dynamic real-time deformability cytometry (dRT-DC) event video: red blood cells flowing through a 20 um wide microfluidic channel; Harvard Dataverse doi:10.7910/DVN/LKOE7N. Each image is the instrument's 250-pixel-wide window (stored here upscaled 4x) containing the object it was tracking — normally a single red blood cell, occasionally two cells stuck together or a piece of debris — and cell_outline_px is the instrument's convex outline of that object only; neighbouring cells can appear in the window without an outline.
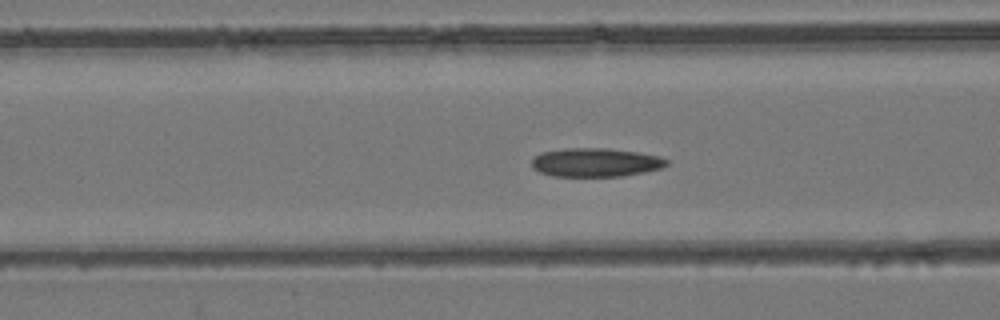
{"species": "common noctule bat (a hibernating species)", "species_latin": "Nyctalus noctula", "temperature_condition": "room temperature", "stored_images_in_passage": 50, "camera_frame_rate_fps": 3000, "um_per_image_px": 0.085, "animal": {"sex": "female", "body_mass_g": 24.6, "forearm_length_mm": 56.2}, "frame": {"image": 1, "passage_image": 16, "time_ms": 5.0, "image_size_px": [1000, 320], "cell_outline_px": [[668, 164], [660, 168], [644, 172], [624, 176], [552, 176], [540, 172], [532, 168], [532, 156], [540, 152], [564, 148], [608, 148], [636, 152], [660, 156], [668, 160]], "centroid_in_image_um": [50.58, 13.8], "position_along_channel_um": 116.0, "area_um2": 22.72}}
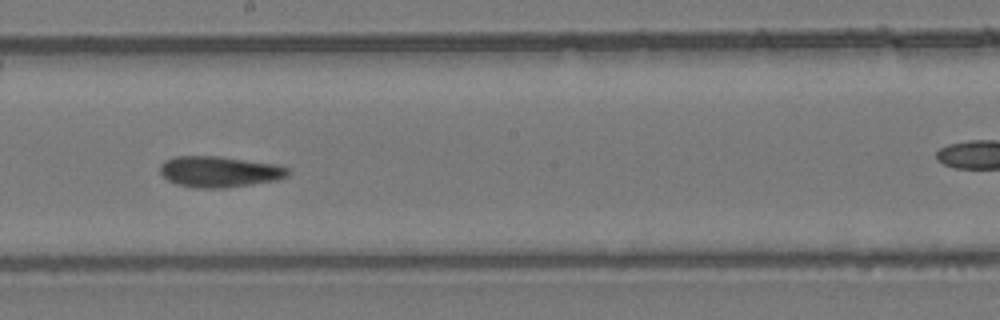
{"frame": {"image": 2, "passage_image": 25, "time_ms": 8.0, "image_size_px": [1000, 320], "cell_outline_px": [[288, 176], [276, 180], [252, 184], [224, 188], [196, 188], [176, 184], [168, 180], [160, 172], [160, 164], [164, 160], [176, 156], [220, 156], [276, 164], [288, 168]], "centroid_in_image_um": [18.62, 14.59], "position_along_channel_um": 229.6, "area_um2": 23.12}}
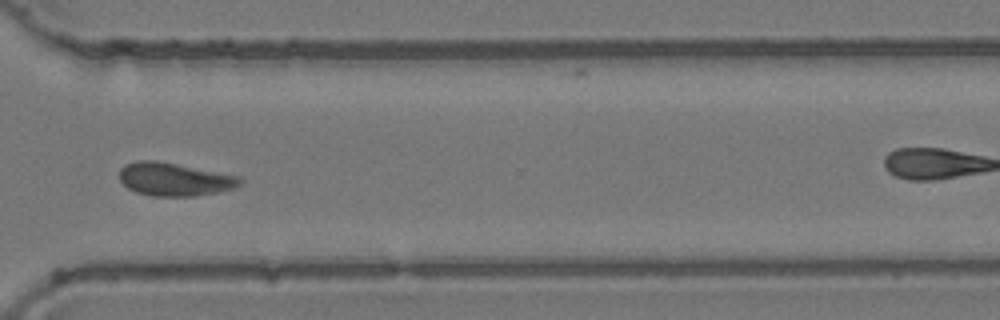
{"frame": {"image": 3, "passage_image": 35, "time_ms": 11.333, "image_size_px": [1000, 320], "cell_outline_px": [[244, 180], [236, 188], [196, 196], [152, 196], [136, 192], [128, 188], [120, 180], [120, 168], [124, 164], [140, 160], [156, 160], [240, 176]], "centroid_in_image_um": [14.84, 15.24], "position_along_channel_um": 355.8, "area_um2": 23.35}, "authors_computed_cell_mechanics": {"area_um2": 23.1489, "velocity_mm_per_s": 3.7935, "shape_relaxation_time_tau1_ms": null, "shape_relaxation_time_tau2_ms": 2.8778, "deformation_change_tau1": null, "deformation_change_tau2": 0.0649}}